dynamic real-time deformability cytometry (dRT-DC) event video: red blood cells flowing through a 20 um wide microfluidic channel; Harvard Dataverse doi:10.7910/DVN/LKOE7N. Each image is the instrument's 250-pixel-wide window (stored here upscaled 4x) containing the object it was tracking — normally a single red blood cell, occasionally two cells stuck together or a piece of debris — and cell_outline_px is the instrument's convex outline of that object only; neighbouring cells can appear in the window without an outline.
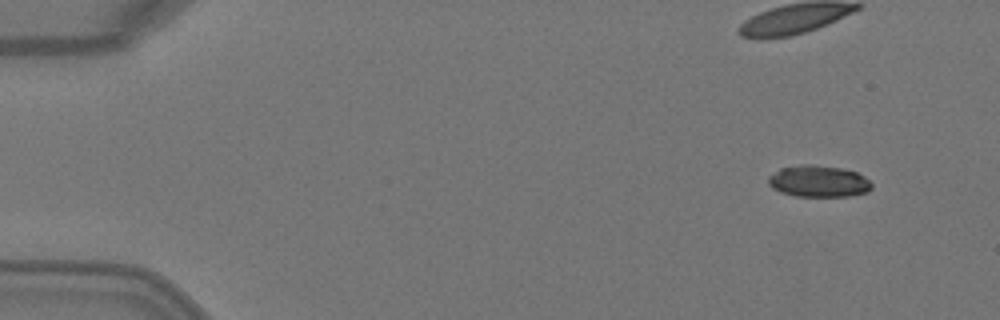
{"species": "Egyptian fruit bat (a non-hibernating species)", "species_latin": "Rousettus aegyptiacus", "temperature_condition": "warm", "stored_images_in_passage": 5, "camera_frame_rate_fps": 3000, "um_per_image_px": 0.085, "animal": {"sex": "female"}, "frame": {"image": 1, "passage_image": 5, "time_ms": 1.333, "image_size_px": [1000, 320], "cell_outline_px": [[872, 188], [868, 192], [848, 196], [796, 196], [780, 192], [772, 188], [768, 184], [768, 176], [780, 168], [800, 164], [812, 164], [840, 168], [856, 172], [864, 176], [872, 184]], "centroid_in_image_um": [69.55, 15.4], "position_along_channel_um": 15.4, "area_um2": 19.13}}